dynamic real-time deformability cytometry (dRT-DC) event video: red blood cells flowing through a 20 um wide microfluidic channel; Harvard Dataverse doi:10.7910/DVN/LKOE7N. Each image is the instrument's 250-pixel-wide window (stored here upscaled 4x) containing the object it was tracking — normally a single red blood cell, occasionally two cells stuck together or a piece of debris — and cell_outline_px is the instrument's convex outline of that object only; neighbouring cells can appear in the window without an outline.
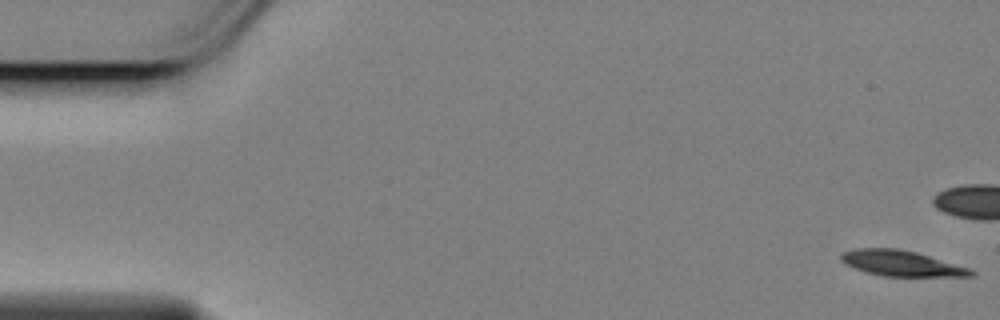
{"species": "Egyptian fruit bat (a non-hibernating species)", "species_latin": "Rousettus aegyptiacus", "temperature_condition": "cold", "stored_images_in_passage": 10, "camera_frame_rate_fps": 3000, "um_per_image_px": 0.085, "animal": {"sex": "female"}, "frame": {"image": 1, "passage_image": 1, "time_ms": 0.0, "image_size_px": [1000, 320], "cell_outline_px": [[976, 276], [880, 276], [844, 264], [840, 260], [840, 252], [856, 248], [896, 248], [916, 252], [972, 268], [976, 272]], "centroid_in_image_um": [76.64, 22.38], "position_along_channel_um": 8.4, "area_um2": 19.54}}